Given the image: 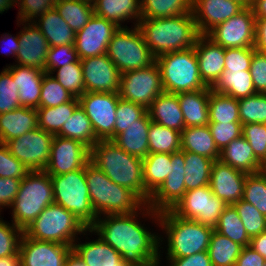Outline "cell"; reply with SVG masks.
I'll return each instance as SVG.
<instances>
[{
	"label": "cell",
	"mask_w": 266,
	"mask_h": 266,
	"mask_svg": "<svg viewBox=\"0 0 266 266\" xmlns=\"http://www.w3.org/2000/svg\"><path fill=\"white\" fill-rule=\"evenodd\" d=\"M53 77L65 88L73 97L79 98L85 93L83 73L80 59L64 67H59L53 71Z\"/></svg>",
	"instance_id": "cell-46"
},
{
	"label": "cell",
	"mask_w": 266,
	"mask_h": 266,
	"mask_svg": "<svg viewBox=\"0 0 266 266\" xmlns=\"http://www.w3.org/2000/svg\"><path fill=\"white\" fill-rule=\"evenodd\" d=\"M140 213L143 214L142 218L148 215L159 225V212L144 204L132 213L99 216L90 232L96 233L105 243L111 245L127 264L141 263L158 257L161 255L160 248L163 249L160 242L164 238L158 233L156 235L153 231L149 232L148 228L142 225L138 220Z\"/></svg>",
	"instance_id": "cell-1"
},
{
	"label": "cell",
	"mask_w": 266,
	"mask_h": 266,
	"mask_svg": "<svg viewBox=\"0 0 266 266\" xmlns=\"http://www.w3.org/2000/svg\"><path fill=\"white\" fill-rule=\"evenodd\" d=\"M94 14L114 22L119 27L127 20H135L137 26L141 16V0H96L93 3ZM136 23V24H135Z\"/></svg>",
	"instance_id": "cell-29"
},
{
	"label": "cell",
	"mask_w": 266,
	"mask_h": 266,
	"mask_svg": "<svg viewBox=\"0 0 266 266\" xmlns=\"http://www.w3.org/2000/svg\"><path fill=\"white\" fill-rule=\"evenodd\" d=\"M85 92L118 93L121 73L107 54L80 60Z\"/></svg>",
	"instance_id": "cell-19"
},
{
	"label": "cell",
	"mask_w": 266,
	"mask_h": 266,
	"mask_svg": "<svg viewBox=\"0 0 266 266\" xmlns=\"http://www.w3.org/2000/svg\"><path fill=\"white\" fill-rule=\"evenodd\" d=\"M186 191L209 185L211 168L214 160L184 151Z\"/></svg>",
	"instance_id": "cell-38"
},
{
	"label": "cell",
	"mask_w": 266,
	"mask_h": 266,
	"mask_svg": "<svg viewBox=\"0 0 266 266\" xmlns=\"http://www.w3.org/2000/svg\"><path fill=\"white\" fill-rule=\"evenodd\" d=\"M192 12V0H141L142 18H166Z\"/></svg>",
	"instance_id": "cell-44"
},
{
	"label": "cell",
	"mask_w": 266,
	"mask_h": 266,
	"mask_svg": "<svg viewBox=\"0 0 266 266\" xmlns=\"http://www.w3.org/2000/svg\"><path fill=\"white\" fill-rule=\"evenodd\" d=\"M186 193L184 151L171 154L170 174L150 196L147 205L156 212L171 210Z\"/></svg>",
	"instance_id": "cell-18"
},
{
	"label": "cell",
	"mask_w": 266,
	"mask_h": 266,
	"mask_svg": "<svg viewBox=\"0 0 266 266\" xmlns=\"http://www.w3.org/2000/svg\"><path fill=\"white\" fill-rule=\"evenodd\" d=\"M13 6H16V4L12 0H0V14L4 13L5 10L7 11Z\"/></svg>",
	"instance_id": "cell-71"
},
{
	"label": "cell",
	"mask_w": 266,
	"mask_h": 266,
	"mask_svg": "<svg viewBox=\"0 0 266 266\" xmlns=\"http://www.w3.org/2000/svg\"><path fill=\"white\" fill-rule=\"evenodd\" d=\"M107 56L120 73L149 66L155 61L138 26L119 27L107 47Z\"/></svg>",
	"instance_id": "cell-10"
},
{
	"label": "cell",
	"mask_w": 266,
	"mask_h": 266,
	"mask_svg": "<svg viewBox=\"0 0 266 266\" xmlns=\"http://www.w3.org/2000/svg\"><path fill=\"white\" fill-rule=\"evenodd\" d=\"M181 151L206 156L214 161L220 157L208 125L185 127L181 132Z\"/></svg>",
	"instance_id": "cell-34"
},
{
	"label": "cell",
	"mask_w": 266,
	"mask_h": 266,
	"mask_svg": "<svg viewBox=\"0 0 266 266\" xmlns=\"http://www.w3.org/2000/svg\"><path fill=\"white\" fill-rule=\"evenodd\" d=\"M199 73L207 87H212L224 72L225 49L206 35H200L194 46Z\"/></svg>",
	"instance_id": "cell-24"
},
{
	"label": "cell",
	"mask_w": 266,
	"mask_h": 266,
	"mask_svg": "<svg viewBox=\"0 0 266 266\" xmlns=\"http://www.w3.org/2000/svg\"><path fill=\"white\" fill-rule=\"evenodd\" d=\"M163 91L161 72L156 61L147 67L121 74L118 94L123 100L148 108Z\"/></svg>",
	"instance_id": "cell-12"
},
{
	"label": "cell",
	"mask_w": 266,
	"mask_h": 266,
	"mask_svg": "<svg viewBox=\"0 0 266 266\" xmlns=\"http://www.w3.org/2000/svg\"><path fill=\"white\" fill-rule=\"evenodd\" d=\"M227 204L212 192L209 185L186 191L171 211L184 219L214 228Z\"/></svg>",
	"instance_id": "cell-11"
},
{
	"label": "cell",
	"mask_w": 266,
	"mask_h": 266,
	"mask_svg": "<svg viewBox=\"0 0 266 266\" xmlns=\"http://www.w3.org/2000/svg\"><path fill=\"white\" fill-rule=\"evenodd\" d=\"M90 161V149L83 143L54 135L50 160L44 169L50 176L82 169Z\"/></svg>",
	"instance_id": "cell-16"
},
{
	"label": "cell",
	"mask_w": 266,
	"mask_h": 266,
	"mask_svg": "<svg viewBox=\"0 0 266 266\" xmlns=\"http://www.w3.org/2000/svg\"><path fill=\"white\" fill-rule=\"evenodd\" d=\"M53 137V134L37 127L5 144L10 153L29 171H43L50 160Z\"/></svg>",
	"instance_id": "cell-13"
},
{
	"label": "cell",
	"mask_w": 266,
	"mask_h": 266,
	"mask_svg": "<svg viewBox=\"0 0 266 266\" xmlns=\"http://www.w3.org/2000/svg\"><path fill=\"white\" fill-rule=\"evenodd\" d=\"M56 135L77 140L89 149L98 142L90 119L80 104L75 108L71 117L68 118Z\"/></svg>",
	"instance_id": "cell-36"
},
{
	"label": "cell",
	"mask_w": 266,
	"mask_h": 266,
	"mask_svg": "<svg viewBox=\"0 0 266 266\" xmlns=\"http://www.w3.org/2000/svg\"><path fill=\"white\" fill-rule=\"evenodd\" d=\"M21 24L24 26L18 32L20 47L15 62L18 65L45 71L46 58L50 48L47 39L33 21H17V25Z\"/></svg>",
	"instance_id": "cell-21"
},
{
	"label": "cell",
	"mask_w": 266,
	"mask_h": 266,
	"mask_svg": "<svg viewBox=\"0 0 266 266\" xmlns=\"http://www.w3.org/2000/svg\"><path fill=\"white\" fill-rule=\"evenodd\" d=\"M254 47L226 48L224 71L250 70Z\"/></svg>",
	"instance_id": "cell-58"
},
{
	"label": "cell",
	"mask_w": 266,
	"mask_h": 266,
	"mask_svg": "<svg viewBox=\"0 0 266 266\" xmlns=\"http://www.w3.org/2000/svg\"><path fill=\"white\" fill-rule=\"evenodd\" d=\"M250 73L257 93H266V54L255 50L250 64Z\"/></svg>",
	"instance_id": "cell-60"
},
{
	"label": "cell",
	"mask_w": 266,
	"mask_h": 266,
	"mask_svg": "<svg viewBox=\"0 0 266 266\" xmlns=\"http://www.w3.org/2000/svg\"><path fill=\"white\" fill-rule=\"evenodd\" d=\"M73 98L74 97L53 77V74H44L39 108L59 106L70 102Z\"/></svg>",
	"instance_id": "cell-48"
},
{
	"label": "cell",
	"mask_w": 266,
	"mask_h": 266,
	"mask_svg": "<svg viewBox=\"0 0 266 266\" xmlns=\"http://www.w3.org/2000/svg\"><path fill=\"white\" fill-rule=\"evenodd\" d=\"M209 123L240 122L238 99L211 90L209 96Z\"/></svg>",
	"instance_id": "cell-43"
},
{
	"label": "cell",
	"mask_w": 266,
	"mask_h": 266,
	"mask_svg": "<svg viewBox=\"0 0 266 266\" xmlns=\"http://www.w3.org/2000/svg\"><path fill=\"white\" fill-rule=\"evenodd\" d=\"M54 8L75 33L81 30L94 14L93 3L86 0H56Z\"/></svg>",
	"instance_id": "cell-39"
},
{
	"label": "cell",
	"mask_w": 266,
	"mask_h": 266,
	"mask_svg": "<svg viewBox=\"0 0 266 266\" xmlns=\"http://www.w3.org/2000/svg\"><path fill=\"white\" fill-rule=\"evenodd\" d=\"M11 223H7L0 218V257L19 255V247L24 230L13 222Z\"/></svg>",
	"instance_id": "cell-52"
},
{
	"label": "cell",
	"mask_w": 266,
	"mask_h": 266,
	"mask_svg": "<svg viewBox=\"0 0 266 266\" xmlns=\"http://www.w3.org/2000/svg\"><path fill=\"white\" fill-rule=\"evenodd\" d=\"M243 200L252 204L266 217V178L261 173L247 174Z\"/></svg>",
	"instance_id": "cell-49"
},
{
	"label": "cell",
	"mask_w": 266,
	"mask_h": 266,
	"mask_svg": "<svg viewBox=\"0 0 266 266\" xmlns=\"http://www.w3.org/2000/svg\"><path fill=\"white\" fill-rule=\"evenodd\" d=\"M219 160L247 174L258 173L261 167V161L242 135L220 151Z\"/></svg>",
	"instance_id": "cell-31"
},
{
	"label": "cell",
	"mask_w": 266,
	"mask_h": 266,
	"mask_svg": "<svg viewBox=\"0 0 266 266\" xmlns=\"http://www.w3.org/2000/svg\"><path fill=\"white\" fill-rule=\"evenodd\" d=\"M86 1H89L91 3H94L96 0H86Z\"/></svg>",
	"instance_id": "cell-74"
},
{
	"label": "cell",
	"mask_w": 266,
	"mask_h": 266,
	"mask_svg": "<svg viewBox=\"0 0 266 266\" xmlns=\"http://www.w3.org/2000/svg\"><path fill=\"white\" fill-rule=\"evenodd\" d=\"M165 92L183 93L206 89L199 73L195 48L163 54L155 59Z\"/></svg>",
	"instance_id": "cell-8"
},
{
	"label": "cell",
	"mask_w": 266,
	"mask_h": 266,
	"mask_svg": "<svg viewBox=\"0 0 266 266\" xmlns=\"http://www.w3.org/2000/svg\"><path fill=\"white\" fill-rule=\"evenodd\" d=\"M90 161L111 181L132 190L147 204L151 195L144 187L142 158L127 153L112 140H99L90 149Z\"/></svg>",
	"instance_id": "cell-3"
},
{
	"label": "cell",
	"mask_w": 266,
	"mask_h": 266,
	"mask_svg": "<svg viewBox=\"0 0 266 266\" xmlns=\"http://www.w3.org/2000/svg\"><path fill=\"white\" fill-rule=\"evenodd\" d=\"M22 180L0 177V212L4 207L9 208L19 191Z\"/></svg>",
	"instance_id": "cell-61"
},
{
	"label": "cell",
	"mask_w": 266,
	"mask_h": 266,
	"mask_svg": "<svg viewBox=\"0 0 266 266\" xmlns=\"http://www.w3.org/2000/svg\"><path fill=\"white\" fill-rule=\"evenodd\" d=\"M259 173H261L266 178V159L261 162Z\"/></svg>",
	"instance_id": "cell-72"
},
{
	"label": "cell",
	"mask_w": 266,
	"mask_h": 266,
	"mask_svg": "<svg viewBox=\"0 0 266 266\" xmlns=\"http://www.w3.org/2000/svg\"><path fill=\"white\" fill-rule=\"evenodd\" d=\"M146 113L147 108L143 105L120 98L116 107L114 138L125 131L131 124L137 123V120L141 119Z\"/></svg>",
	"instance_id": "cell-51"
},
{
	"label": "cell",
	"mask_w": 266,
	"mask_h": 266,
	"mask_svg": "<svg viewBox=\"0 0 266 266\" xmlns=\"http://www.w3.org/2000/svg\"><path fill=\"white\" fill-rule=\"evenodd\" d=\"M214 230L243 247L250 246L251 238L247 235L246 229L233 205L226 206Z\"/></svg>",
	"instance_id": "cell-45"
},
{
	"label": "cell",
	"mask_w": 266,
	"mask_h": 266,
	"mask_svg": "<svg viewBox=\"0 0 266 266\" xmlns=\"http://www.w3.org/2000/svg\"><path fill=\"white\" fill-rule=\"evenodd\" d=\"M266 259L262 257L251 246L243 247L241 254L236 260L235 266H263Z\"/></svg>",
	"instance_id": "cell-63"
},
{
	"label": "cell",
	"mask_w": 266,
	"mask_h": 266,
	"mask_svg": "<svg viewBox=\"0 0 266 266\" xmlns=\"http://www.w3.org/2000/svg\"><path fill=\"white\" fill-rule=\"evenodd\" d=\"M255 16L250 6L211 29L206 36L226 48L254 47Z\"/></svg>",
	"instance_id": "cell-15"
},
{
	"label": "cell",
	"mask_w": 266,
	"mask_h": 266,
	"mask_svg": "<svg viewBox=\"0 0 266 266\" xmlns=\"http://www.w3.org/2000/svg\"><path fill=\"white\" fill-rule=\"evenodd\" d=\"M235 1L240 2L244 7H248L251 4L250 0H235Z\"/></svg>",
	"instance_id": "cell-73"
},
{
	"label": "cell",
	"mask_w": 266,
	"mask_h": 266,
	"mask_svg": "<svg viewBox=\"0 0 266 266\" xmlns=\"http://www.w3.org/2000/svg\"><path fill=\"white\" fill-rule=\"evenodd\" d=\"M153 57L193 48L200 33L193 13L166 18H142L137 25Z\"/></svg>",
	"instance_id": "cell-2"
},
{
	"label": "cell",
	"mask_w": 266,
	"mask_h": 266,
	"mask_svg": "<svg viewBox=\"0 0 266 266\" xmlns=\"http://www.w3.org/2000/svg\"><path fill=\"white\" fill-rule=\"evenodd\" d=\"M255 19H266V0H253L250 4Z\"/></svg>",
	"instance_id": "cell-67"
},
{
	"label": "cell",
	"mask_w": 266,
	"mask_h": 266,
	"mask_svg": "<svg viewBox=\"0 0 266 266\" xmlns=\"http://www.w3.org/2000/svg\"><path fill=\"white\" fill-rule=\"evenodd\" d=\"M254 48L266 54V19L255 20Z\"/></svg>",
	"instance_id": "cell-64"
},
{
	"label": "cell",
	"mask_w": 266,
	"mask_h": 266,
	"mask_svg": "<svg viewBox=\"0 0 266 266\" xmlns=\"http://www.w3.org/2000/svg\"><path fill=\"white\" fill-rule=\"evenodd\" d=\"M151 119L148 112L137 123L131 124L112 141L127 153L145 158L149 154L148 133Z\"/></svg>",
	"instance_id": "cell-32"
},
{
	"label": "cell",
	"mask_w": 266,
	"mask_h": 266,
	"mask_svg": "<svg viewBox=\"0 0 266 266\" xmlns=\"http://www.w3.org/2000/svg\"><path fill=\"white\" fill-rule=\"evenodd\" d=\"M149 154L152 153H176L181 150V132L150 123L148 133Z\"/></svg>",
	"instance_id": "cell-41"
},
{
	"label": "cell",
	"mask_w": 266,
	"mask_h": 266,
	"mask_svg": "<svg viewBox=\"0 0 266 266\" xmlns=\"http://www.w3.org/2000/svg\"><path fill=\"white\" fill-rule=\"evenodd\" d=\"M169 266H212L211 259L207 251L195 253L193 255L179 258L166 257Z\"/></svg>",
	"instance_id": "cell-62"
},
{
	"label": "cell",
	"mask_w": 266,
	"mask_h": 266,
	"mask_svg": "<svg viewBox=\"0 0 266 266\" xmlns=\"http://www.w3.org/2000/svg\"><path fill=\"white\" fill-rule=\"evenodd\" d=\"M6 68L11 72L13 82L19 89L20 106L39 108L42 81L46 72L18 64L6 66Z\"/></svg>",
	"instance_id": "cell-25"
},
{
	"label": "cell",
	"mask_w": 266,
	"mask_h": 266,
	"mask_svg": "<svg viewBox=\"0 0 266 266\" xmlns=\"http://www.w3.org/2000/svg\"><path fill=\"white\" fill-rule=\"evenodd\" d=\"M87 228L78 218L58 204L48 205L42 213L26 228L27 237L39 241H51L64 245H72L80 240L78 234L87 235Z\"/></svg>",
	"instance_id": "cell-7"
},
{
	"label": "cell",
	"mask_w": 266,
	"mask_h": 266,
	"mask_svg": "<svg viewBox=\"0 0 266 266\" xmlns=\"http://www.w3.org/2000/svg\"><path fill=\"white\" fill-rule=\"evenodd\" d=\"M242 136L248 141L254 155L261 162L266 159V124L249 123L242 125Z\"/></svg>",
	"instance_id": "cell-55"
},
{
	"label": "cell",
	"mask_w": 266,
	"mask_h": 266,
	"mask_svg": "<svg viewBox=\"0 0 266 266\" xmlns=\"http://www.w3.org/2000/svg\"><path fill=\"white\" fill-rule=\"evenodd\" d=\"M56 0H18L17 21H34L37 17L54 8Z\"/></svg>",
	"instance_id": "cell-59"
},
{
	"label": "cell",
	"mask_w": 266,
	"mask_h": 266,
	"mask_svg": "<svg viewBox=\"0 0 266 266\" xmlns=\"http://www.w3.org/2000/svg\"><path fill=\"white\" fill-rule=\"evenodd\" d=\"M0 266H21L20 255L0 257Z\"/></svg>",
	"instance_id": "cell-69"
},
{
	"label": "cell",
	"mask_w": 266,
	"mask_h": 266,
	"mask_svg": "<svg viewBox=\"0 0 266 266\" xmlns=\"http://www.w3.org/2000/svg\"><path fill=\"white\" fill-rule=\"evenodd\" d=\"M216 93L241 99L256 94L250 70L224 71L211 87Z\"/></svg>",
	"instance_id": "cell-35"
},
{
	"label": "cell",
	"mask_w": 266,
	"mask_h": 266,
	"mask_svg": "<svg viewBox=\"0 0 266 266\" xmlns=\"http://www.w3.org/2000/svg\"><path fill=\"white\" fill-rule=\"evenodd\" d=\"M242 249L243 246L214 230L207 252L212 266H235Z\"/></svg>",
	"instance_id": "cell-40"
},
{
	"label": "cell",
	"mask_w": 266,
	"mask_h": 266,
	"mask_svg": "<svg viewBox=\"0 0 266 266\" xmlns=\"http://www.w3.org/2000/svg\"><path fill=\"white\" fill-rule=\"evenodd\" d=\"M33 22L47 39L50 47L75 44L76 33L55 8L37 17Z\"/></svg>",
	"instance_id": "cell-33"
},
{
	"label": "cell",
	"mask_w": 266,
	"mask_h": 266,
	"mask_svg": "<svg viewBox=\"0 0 266 266\" xmlns=\"http://www.w3.org/2000/svg\"><path fill=\"white\" fill-rule=\"evenodd\" d=\"M38 127L37 109L20 106L0 114V142L18 138Z\"/></svg>",
	"instance_id": "cell-27"
},
{
	"label": "cell",
	"mask_w": 266,
	"mask_h": 266,
	"mask_svg": "<svg viewBox=\"0 0 266 266\" xmlns=\"http://www.w3.org/2000/svg\"><path fill=\"white\" fill-rule=\"evenodd\" d=\"M244 8L235 0H192V13L200 35H206Z\"/></svg>",
	"instance_id": "cell-22"
},
{
	"label": "cell",
	"mask_w": 266,
	"mask_h": 266,
	"mask_svg": "<svg viewBox=\"0 0 266 266\" xmlns=\"http://www.w3.org/2000/svg\"><path fill=\"white\" fill-rule=\"evenodd\" d=\"M78 105L79 100L74 97L70 102L59 106L37 108L38 127L45 132L56 135Z\"/></svg>",
	"instance_id": "cell-42"
},
{
	"label": "cell",
	"mask_w": 266,
	"mask_h": 266,
	"mask_svg": "<svg viewBox=\"0 0 266 266\" xmlns=\"http://www.w3.org/2000/svg\"><path fill=\"white\" fill-rule=\"evenodd\" d=\"M72 245L39 241L23 234L19 247L21 266H65Z\"/></svg>",
	"instance_id": "cell-20"
},
{
	"label": "cell",
	"mask_w": 266,
	"mask_h": 266,
	"mask_svg": "<svg viewBox=\"0 0 266 266\" xmlns=\"http://www.w3.org/2000/svg\"><path fill=\"white\" fill-rule=\"evenodd\" d=\"M161 256L150 258L146 261H143L141 263H132L127 264L126 266H160L161 262ZM160 261V262H159Z\"/></svg>",
	"instance_id": "cell-70"
},
{
	"label": "cell",
	"mask_w": 266,
	"mask_h": 266,
	"mask_svg": "<svg viewBox=\"0 0 266 266\" xmlns=\"http://www.w3.org/2000/svg\"><path fill=\"white\" fill-rule=\"evenodd\" d=\"M78 60L79 57L74 45L67 44L50 47L46 58L45 72L52 74L55 69Z\"/></svg>",
	"instance_id": "cell-54"
},
{
	"label": "cell",
	"mask_w": 266,
	"mask_h": 266,
	"mask_svg": "<svg viewBox=\"0 0 266 266\" xmlns=\"http://www.w3.org/2000/svg\"><path fill=\"white\" fill-rule=\"evenodd\" d=\"M159 227L167 238L165 257L184 258L207 251L214 228L175 215L171 210L159 212Z\"/></svg>",
	"instance_id": "cell-5"
},
{
	"label": "cell",
	"mask_w": 266,
	"mask_h": 266,
	"mask_svg": "<svg viewBox=\"0 0 266 266\" xmlns=\"http://www.w3.org/2000/svg\"><path fill=\"white\" fill-rule=\"evenodd\" d=\"M1 40H0V42L2 41V42H4V43H6V44H4V45H6L4 48V53L6 52V54L5 55H9V54H11V55H13L12 57H15L16 58V54H17V52H18V50H19V38H18V34L16 35V36H12L11 34H9V33H4L2 36H1ZM3 49V48H2ZM8 51V52H7ZM3 53V54H4Z\"/></svg>",
	"instance_id": "cell-65"
},
{
	"label": "cell",
	"mask_w": 266,
	"mask_h": 266,
	"mask_svg": "<svg viewBox=\"0 0 266 266\" xmlns=\"http://www.w3.org/2000/svg\"><path fill=\"white\" fill-rule=\"evenodd\" d=\"M54 203L73 213L87 228H91L98 216L90 198L85 178V167L62 175L50 176Z\"/></svg>",
	"instance_id": "cell-9"
},
{
	"label": "cell",
	"mask_w": 266,
	"mask_h": 266,
	"mask_svg": "<svg viewBox=\"0 0 266 266\" xmlns=\"http://www.w3.org/2000/svg\"><path fill=\"white\" fill-rule=\"evenodd\" d=\"M65 266H88L79 255L72 250L65 261Z\"/></svg>",
	"instance_id": "cell-68"
},
{
	"label": "cell",
	"mask_w": 266,
	"mask_h": 266,
	"mask_svg": "<svg viewBox=\"0 0 266 266\" xmlns=\"http://www.w3.org/2000/svg\"><path fill=\"white\" fill-rule=\"evenodd\" d=\"M18 92L19 89L13 82L11 72L4 67L0 73V114L20 107Z\"/></svg>",
	"instance_id": "cell-53"
},
{
	"label": "cell",
	"mask_w": 266,
	"mask_h": 266,
	"mask_svg": "<svg viewBox=\"0 0 266 266\" xmlns=\"http://www.w3.org/2000/svg\"><path fill=\"white\" fill-rule=\"evenodd\" d=\"M78 244H77V243ZM73 250L88 266H126L122 256L99 236L96 240L80 243L76 240Z\"/></svg>",
	"instance_id": "cell-28"
},
{
	"label": "cell",
	"mask_w": 266,
	"mask_h": 266,
	"mask_svg": "<svg viewBox=\"0 0 266 266\" xmlns=\"http://www.w3.org/2000/svg\"><path fill=\"white\" fill-rule=\"evenodd\" d=\"M89 198L96 215L128 214L145 203L130 189L111 181L95 164L85 165Z\"/></svg>",
	"instance_id": "cell-4"
},
{
	"label": "cell",
	"mask_w": 266,
	"mask_h": 266,
	"mask_svg": "<svg viewBox=\"0 0 266 266\" xmlns=\"http://www.w3.org/2000/svg\"><path fill=\"white\" fill-rule=\"evenodd\" d=\"M250 246L266 259V231L252 237L250 240Z\"/></svg>",
	"instance_id": "cell-66"
},
{
	"label": "cell",
	"mask_w": 266,
	"mask_h": 266,
	"mask_svg": "<svg viewBox=\"0 0 266 266\" xmlns=\"http://www.w3.org/2000/svg\"><path fill=\"white\" fill-rule=\"evenodd\" d=\"M208 127L219 151L242 135V123H209Z\"/></svg>",
	"instance_id": "cell-57"
},
{
	"label": "cell",
	"mask_w": 266,
	"mask_h": 266,
	"mask_svg": "<svg viewBox=\"0 0 266 266\" xmlns=\"http://www.w3.org/2000/svg\"><path fill=\"white\" fill-rule=\"evenodd\" d=\"M246 229L247 235L252 238L266 231V217L262 215L252 204L241 199L232 204Z\"/></svg>",
	"instance_id": "cell-50"
},
{
	"label": "cell",
	"mask_w": 266,
	"mask_h": 266,
	"mask_svg": "<svg viewBox=\"0 0 266 266\" xmlns=\"http://www.w3.org/2000/svg\"><path fill=\"white\" fill-rule=\"evenodd\" d=\"M171 170V154L152 153L143 158L145 190L152 195L165 181Z\"/></svg>",
	"instance_id": "cell-37"
},
{
	"label": "cell",
	"mask_w": 266,
	"mask_h": 266,
	"mask_svg": "<svg viewBox=\"0 0 266 266\" xmlns=\"http://www.w3.org/2000/svg\"><path fill=\"white\" fill-rule=\"evenodd\" d=\"M239 117L242 125L249 123L266 124V93L238 99Z\"/></svg>",
	"instance_id": "cell-47"
},
{
	"label": "cell",
	"mask_w": 266,
	"mask_h": 266,
	"mask_svg": "<svg viewBox=\"0 0 266 266\" xmlns=\"http://www.w3.org/2000/svg\"><path fill=\"white\" fill-rule=\"evenodd\" d=\"M30 171L9 151L5 143L0 142V177L22 180Z\"/></svg>",
	"instance_id": "cell-56"
},
{
	"label": "cell",
	"mask_w": 266,
	"mask_h": 266,
	"mask_svg": "<svg viewBox=\"0 0 266 266\" xmlns=\"http://www.w3.org/2000/svg\"><path fill=\"white\" fill-rule=\"evenodd\" d=\"M246 176L247 173L215 160L211 168L209 186L214 195L227 205H232L243 199Z\"/></svg>",
	"instance_id": "cell-23"
},
{
	"label": "cell",
	"mask_w": 266,
	"mask_h": 266,
	"mask_svg": "<svg viewBox=\"0 0 266 266\" xmlns=\"http://www.w3.org/2000/svg\"><path fill=\"white\" fill-rule=\"evenodd\" d=\"M118 93L85 92L78 98L97 140H113Z\"/></svg>",
	"instance_id": "cell-14"
},
{
	"label": "cell",
	"mask_w": 266,
	"mask_h": 266,
	"mask_svg": "<svg viewBox=\"0 0 266 266\" xmlns=\"http://www.w3.org/2000/svg\"><path fill=\"white\" fill-rule=\"evenodd\" d=\"M54 203L51 177L43 171H30L21 181L19 191L9 208L11 220L26 229L50 204Z\"/></svg>",
	"instance_id": "cell-6"
},
{
	"label": "cell",
	"mask_w": 266,
	"mask_h": 266,
	"mask_svg": "<svg viewBox=\"0 0 266 266\" xmlns=\"http://www.w3.org/2000/svg\"><path fill=\"white\" fill-rule=\"evenodd\" d=\"M147 112L152 122L179 132L185 128L184 117L177 94L163 91L158 95Z\"/></svg>",
	"instance_id": "cell-26"
},
{
	"label": "cell",
	"mask_w": 266,
	"mask_h": 266,
	"mask_svg": "<svg viewBox=\"0 0 266 266\" xmlns=\"http://www.w3.org/2000/svg\"><path fill=\"white\" fill-rule=\"evenodd\" d=\"M119 29L114 22L93 14L76 33L74 47L80 60L106 54L113 34Z\"/></svg>",
	"instance_id": "cell-17"
},
{
	"label": "cell",
	"mask_w": 266,
	"mask_h": 266,
	"mask_svg": "<svg viewBox=\"0 0 266 266\" xmlns=\"http://www.w3.org/2000/svg\"><path fill=\"white\" fill-rule=\"evenodd\" d=\"M180 108L185 127L205 126L209 124L210 87L206 89L178 93Z\"/></svg>",
	"instance_id": "cell-30"
}]
</instances>
